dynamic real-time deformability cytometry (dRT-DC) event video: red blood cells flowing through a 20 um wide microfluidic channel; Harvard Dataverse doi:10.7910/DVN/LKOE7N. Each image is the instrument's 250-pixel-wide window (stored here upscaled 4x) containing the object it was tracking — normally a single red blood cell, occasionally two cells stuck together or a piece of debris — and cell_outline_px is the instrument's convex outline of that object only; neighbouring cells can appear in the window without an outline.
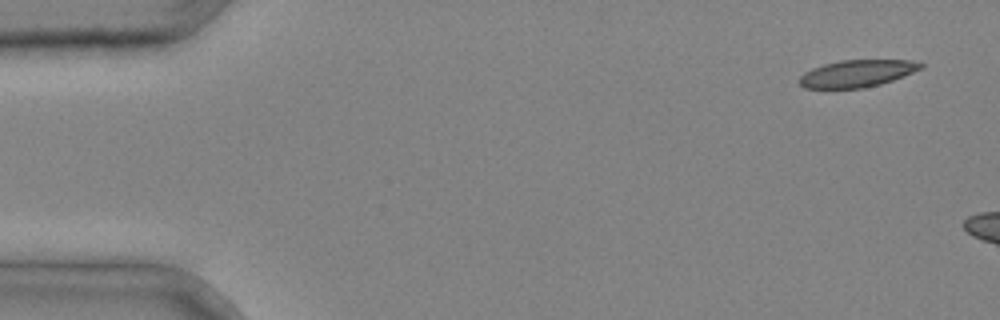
{"species": "common noctule bat (a hibernating species)", "species_latin": "Nyctalus noctula", "temperature_condition": "cold", "stored_images_in_passage": 3, "camera_frame_rate_fps": 3000, "um_per_image_px": 0.085, "animal": {"sex": "male", "body_mass_g": 20.4}, "frame": {"image": 1, "passage_image": 1, "time_ms": 0.0, "image_size_px": [1000, 320], "cell_outline_px": [[924, 68], [904, 76], [880, 84], [864, 88], [804, 88], [800, 84], [800, 76], [804, 72], [812, 68], [824, 64], [840, 60], [912, 60], [924, 64]], "centroid_in_image_um": [72.87, 6.24], "position_along_channel_um": 12.1, "area_um2": 19.19}}